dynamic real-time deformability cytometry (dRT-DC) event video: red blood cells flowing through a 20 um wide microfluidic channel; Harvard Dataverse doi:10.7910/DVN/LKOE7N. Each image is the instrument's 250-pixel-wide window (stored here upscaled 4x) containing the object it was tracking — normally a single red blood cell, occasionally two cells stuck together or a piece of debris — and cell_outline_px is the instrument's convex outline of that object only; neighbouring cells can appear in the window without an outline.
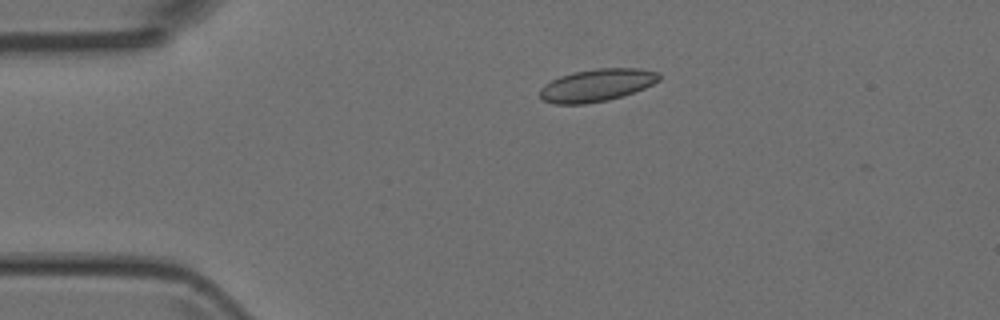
{"species": "Egyptian fruit bat (a non-hibernating species)", "species_latin": "Rousettus aegyptiacus", "temperature_condition": "room temperature", "stored_images_in_passage": 5, "camera_frame_rate_fps": 3000, "um_per_image_px": 0.085, "animal": {"sex": "female"}, "frame": {"image": 1, "passage_image": 4, "time_ms": 3.333, "image_size_px": [1000, 320], "cell_outline_px": [[660, 80], [644, 88], [608, 100], [584, 104], [552, 104], [544, 100], [540, 96], [540, 88], [544, 84], [560, 76], [572, 72], [596, 68], [640, 68], [660, 72]], "centroid_in_image_um": [50.72, 7.23], "position_along_channel_um": 34.3, "area_um2": 22.6}}